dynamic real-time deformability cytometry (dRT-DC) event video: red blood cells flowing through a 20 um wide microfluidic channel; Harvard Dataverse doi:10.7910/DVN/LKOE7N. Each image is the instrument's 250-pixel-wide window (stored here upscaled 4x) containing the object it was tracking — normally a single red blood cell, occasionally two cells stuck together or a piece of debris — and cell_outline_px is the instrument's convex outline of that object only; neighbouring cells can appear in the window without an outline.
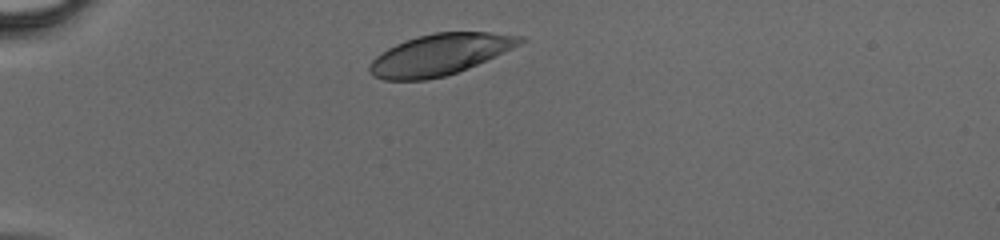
{"species": "human", "species_latin": "Homo sapiens", "temperature_condition": "cold", "stored_images_in_passage": 29, "camera_frame_rate_fps": 3000, "um_per_image_px": 0.085, "donor": {"sex": "male"}, "frame": {"image": 1, "passage_image": 1, "time_ms": 0.0, "image_size_px": [1000, 240], "cell_outline_px": [[528, 40], [520, 44], [468, 68], [444, 76], [428, 80], [384, 80], [372, 76], [368, 72], [368, 68], [372, 60], [376, 56], [388, 48], [396, 44], [420, 36], [436, 32], [488, 32], [520, 36]], "centroid_in_image_um": [37.34, 4.65], "position_along_channel_um": 47.7, "area_um2": 35.66}}
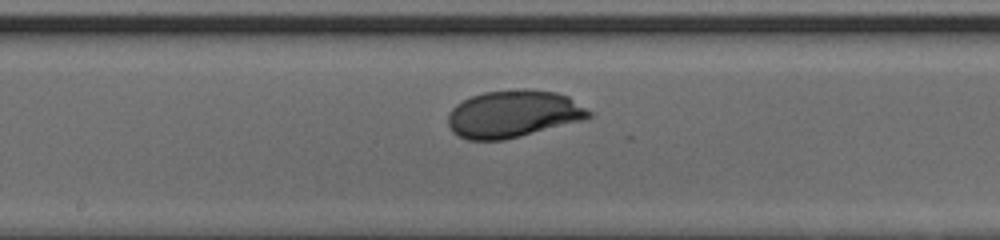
{"frame": {"image": 2, "passage_image": 14, "time_ms": 4.333, "image_size_px": [1000, 240], "cell_outline_px": [[592, 116], [584, 120], [504, 140], [468, 140], [452, 132], [448, 124], [448, 112], [456, 104], [472, 96], [484, 92], [524, 88], [556, 92], [568, 96], [592, 112]], "centroid_in_image_um": [43.63, 9.68], "position_along_channel_um": 204.6, "area_um2": 38.84}}
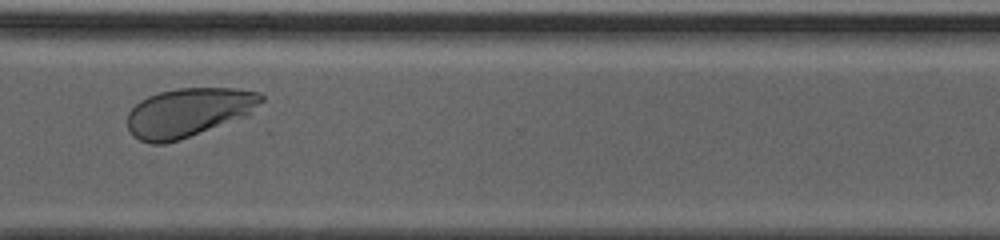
{"frame": {"image": 3, "passage_image": 24, "time_ms": 7.667, "image_size_px": [1000, 240], "cell_outline_px": [[264, 100], [248, 116], [180, 140], [164, 144], [152, 144], [140, 140], [132, 136], [128, 128], [128, 112], [140, 100], [148, 96], [160, 92], [176, 88], [232, 88], [260, 92], [264, 96]], "centroid_in_image_um": [16.04, 9.56], "position_along_channel_um": 354.6, "area_um2": 38.44}}